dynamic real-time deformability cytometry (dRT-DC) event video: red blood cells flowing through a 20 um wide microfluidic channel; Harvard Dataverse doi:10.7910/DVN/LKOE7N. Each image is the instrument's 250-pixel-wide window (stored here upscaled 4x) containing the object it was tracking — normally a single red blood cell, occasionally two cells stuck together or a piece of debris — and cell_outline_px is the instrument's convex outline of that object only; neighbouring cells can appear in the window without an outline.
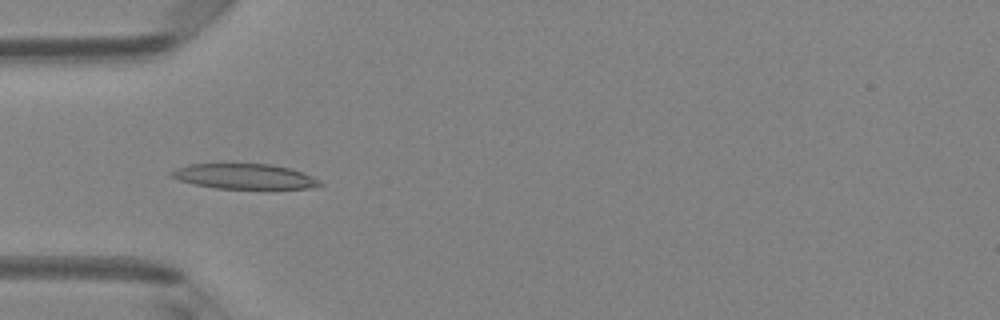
{"species": "Egyptian fruit bat (a non-hibernating species)", "species_latin": "Rousettus aegyptiacus", "temperature_condition": "room temperature", "stored_images_in_passage": 33, "camera_frame_rate_fps": 3000, "um_per_image_px": 0.085, "animal": {"sex": "female"}, "frame": {"image": 1, "passage_image": 5, "time_ms": 1.333, "image_size_px": [1000, 320], "cell_outline_px": [[324, 184], [308, 188], [216, 188], [196, 184], [180, 180], [168, 176], [168, 172], [176, 168], [188, 164], [272, 164], [292, 168], [312, 176], [320, 180]], "centroid_in_image_um": [20.76, 14.98], "position_along_channel_um": 64.2, "area_um2": 21.68}}
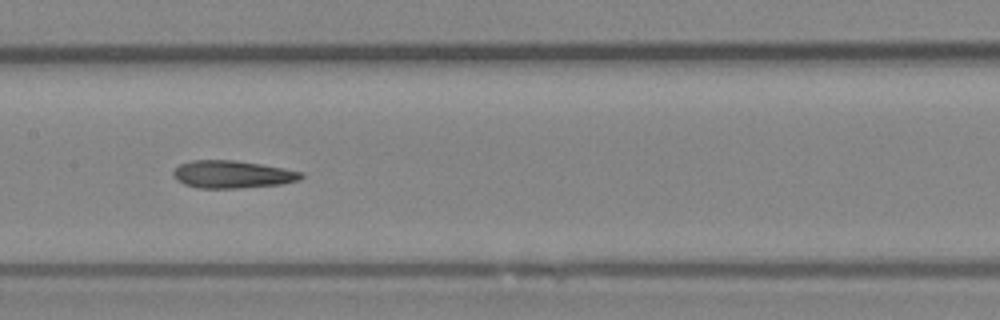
{"frame": {"image": 2, "passage_image": 14, "time_ms": 4.333, "image_size_px": [1000, 320], "cell_outline_px": [[304, 176], [300, 180], [280, 184], [240, 188], [196, 188], [184, 184], [176, 180], [172, 172], [180, 164], [192, 160], [232, 160], [260, 164], [284, 168], [304, 172]], "centroid_in_image_um": [19.75, 14.82], "position_along_channel_um": 187.6, "area_um2": 20.58}}
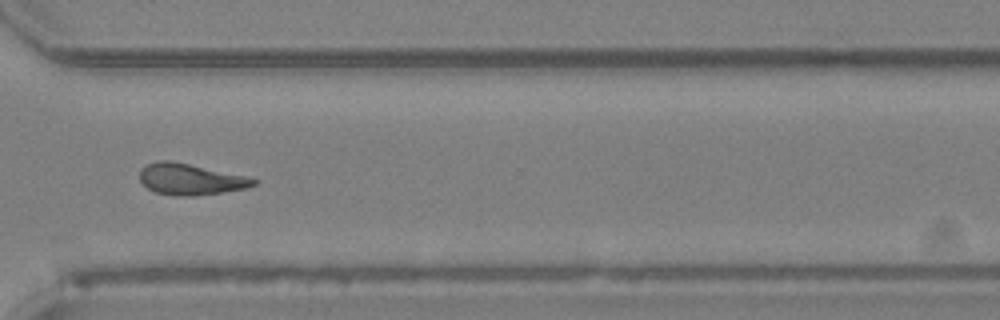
{"frame": {"image": 3, "passage_image": 26, "time_ms": 8.333, "image_size_px": [1000, 320], "cell_outline_px": [[260, 180], [256, 184], [248, 188], [192, 196], [172, 196], [156, 192], [148, 188], [140, 180], [140, 168], [144, 164], [156, 160], [172, 160], [244, 176]], "centroid_in_image_um": [16.14, 15.22], "position_along_channel_um": 354.5, "area_um2": 20.75}, "authors_computed_cell_mechanics": {"area_um2": 20.6924, "velocity_mm_per_s": 4.1687, "shape_relaxation_time_tau1_ms": 7.2454, "shape_relaxation_time_tau2_ms": 3.6724, "deformation_change_tau1": 0.2138, "deformation_change_tau2": 0.1504}}